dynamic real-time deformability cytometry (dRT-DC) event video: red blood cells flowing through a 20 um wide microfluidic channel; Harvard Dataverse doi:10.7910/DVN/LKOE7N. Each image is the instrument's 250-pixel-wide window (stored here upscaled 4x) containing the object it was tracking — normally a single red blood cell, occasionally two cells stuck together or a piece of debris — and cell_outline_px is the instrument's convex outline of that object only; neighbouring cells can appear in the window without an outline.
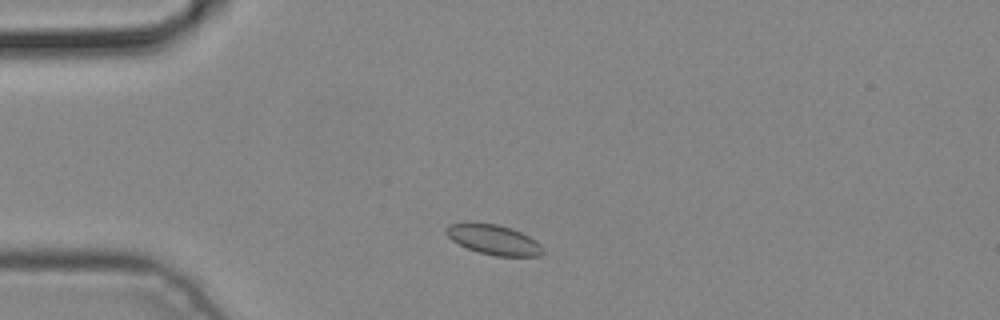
{"species": "common noctule bat (a hibernating species)", "species_latin": "Nyctalus noctula", "temperature_condition": "cold", "stored_images_in_passage": 3, "camera_frame_rate_fps": 3000, "um_per_image_px": 0.085, "animal": {"sex": "male", "body_mass_g": 19.2, "forearm_length_mm": 51.8}, "frame": {"image": 1, "passage_image": 2, "time_ms": 0.333, "image_size_px": [1000, 320], "cell_outline_px": [[544, 252], [540, 256], [496, 256], [480, 252], [468, 248], [452, 240], [444, 232], [444, 228], [448, 224], [472, 220], [496, 224], [512, 228], [536, 240], [544, 248]], "centroid_in_image_um": [41.92, 20.33], "position_along_channel_um": 43.1, "area_um2": 17.28}}